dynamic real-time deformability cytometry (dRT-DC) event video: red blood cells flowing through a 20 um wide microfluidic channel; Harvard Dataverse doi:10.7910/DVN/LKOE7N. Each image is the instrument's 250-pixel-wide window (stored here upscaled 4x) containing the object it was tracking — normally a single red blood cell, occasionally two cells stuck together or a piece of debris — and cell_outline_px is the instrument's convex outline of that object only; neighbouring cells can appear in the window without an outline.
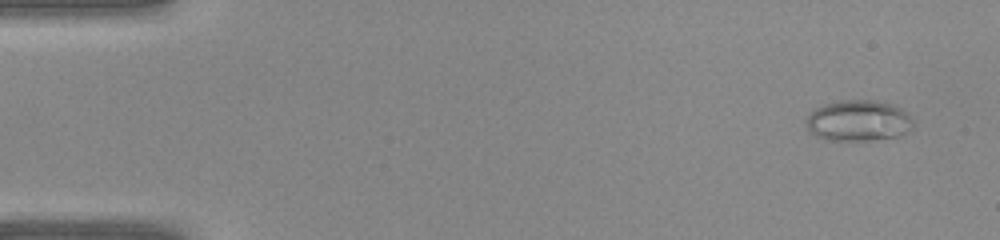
{"species": "common noctule bat (a hibernating species)", "species_latin": "Nyctalus noctula", "temperature_condition": "warm", "stored_images_in_passage": 39, "camera_frame_rate_fps": 3000, "um_per_image_px": 0.085, "animal": {"sex": "female", "body_mass_g": 22.0, "forearm_length_mm": 56.7}, "frame": {"image": 1, "passage_image": 1, "time_ms": 0.0, "image_size_px": [1000, 240], "cell_outline_px": [[912, 128], [908, 132], [900, 136], [868, 140], [824, 140], [808, 132], [808, 116], [816, 108], [824, 104], [836, 100], [876, 100], [896, 104], [908, 112], [912, 116]], "centroid_in_image_um": [73.01, 10.24], "position_along_channel_um": 12.0, "area_um2": 25.89}}
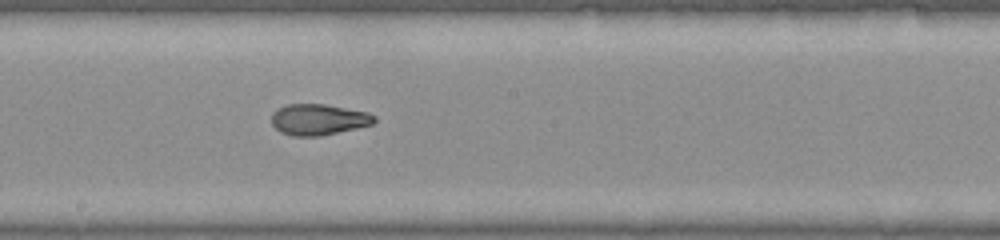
{"frame": {"image": 2, "passage_image": 21, "time_ms": 6.667, "image_size_px": [1000, 240], "cell_outline_px": [[376, 120], [372, 124], [356, 128], [320, 136], [292, 136], [280, 132], [272, 124], [272, 112], [288, 104], [324, 104], [368, 112], [376, 116]], "centroid_in_image_um": [27.07, 10.16], "position_along_channel_um": 221.1, "area_um2": 18.5}}
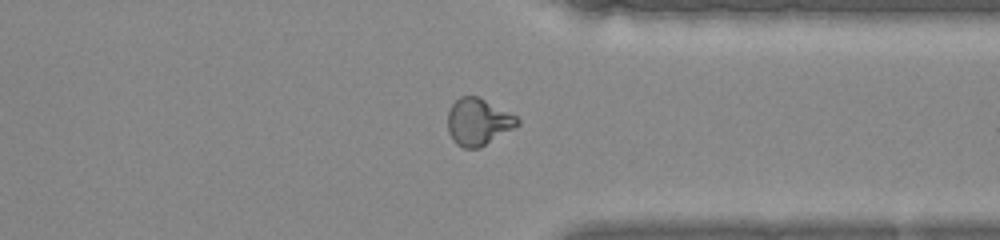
{"frame": {"image": 3, "passage_image": 30, "time_ms": 9.667, "image_size_px": [1000, 240], "cell_outline_px": [[520, 124], [480, 148], [464, 148], [456, 144], [452, 140], [448, 132], [448, 112], [452, 104], [460, 96], [476, 96], [516, 116], [520, 120]], "centroid_in_image_um": [40.62, 10.38], "position_along_channel_um": 370.8, "area_um2": 18.84}}